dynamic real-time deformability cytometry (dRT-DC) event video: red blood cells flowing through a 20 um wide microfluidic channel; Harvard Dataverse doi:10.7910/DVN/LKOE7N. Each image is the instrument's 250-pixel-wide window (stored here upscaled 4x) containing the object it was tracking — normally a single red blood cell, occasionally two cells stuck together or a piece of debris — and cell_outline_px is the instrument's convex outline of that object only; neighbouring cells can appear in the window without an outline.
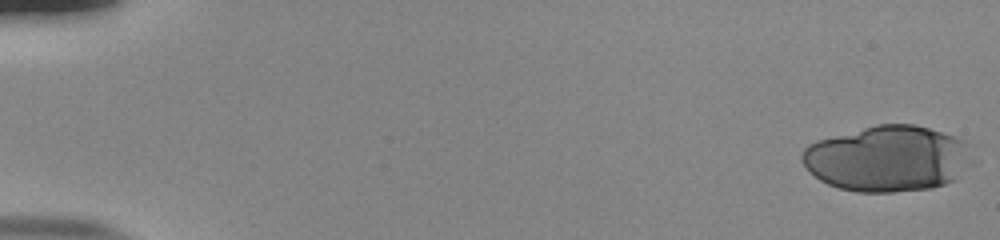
{"species": "human", "species_latin": "Homo sapiens", "temperature_condition": "room temperature", "stored_images_in_passage": 28, "camera_frame_rate_fps": 3000, "um_per_image_px": 0.085, "donor": {"sex": "male"}, "frame": {"image": 1, "passage_image": 1, "time_ms": 0.0, "image_size_px": [1000, 240], "cell_outline_px": [[968, 144], [952, 180], [944, 184], [932, 188], [896, 192], [856, 192], [840, 188], [828, 184], [820, 180], [808, 172], [800, 160], [800, 156], [804, 148], [808, 144], [816, 140], [876, 124], [916, 124], [956, 136], [964, 140]], "centroid_in_image_um": [75.25, 13.46], "position_along_channel_um": 9.7, "area_um2": 64.22}}
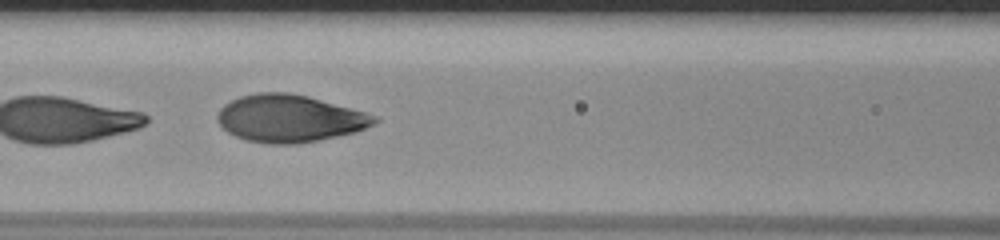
{"frame": {"image": 2, "passage_image": 26, "time_ms": 8.333, "image_size_px": [1000, 240], "cell_outline_px": [[380, 120], [356, 132], [320, 140], [296, 144], [268, 144], [248, 140], [236, 136], [228, 132], [216, 120], [216, 116], [220, 108], [224, 104], [240, 96], [260, 92], [288, 92], [308, 96], [364, 112], [376, 116]], "centroid_in_image_um": [24.59, 10.07], "position_along_channel_um": 142.0, "area_um2": 43.12}}